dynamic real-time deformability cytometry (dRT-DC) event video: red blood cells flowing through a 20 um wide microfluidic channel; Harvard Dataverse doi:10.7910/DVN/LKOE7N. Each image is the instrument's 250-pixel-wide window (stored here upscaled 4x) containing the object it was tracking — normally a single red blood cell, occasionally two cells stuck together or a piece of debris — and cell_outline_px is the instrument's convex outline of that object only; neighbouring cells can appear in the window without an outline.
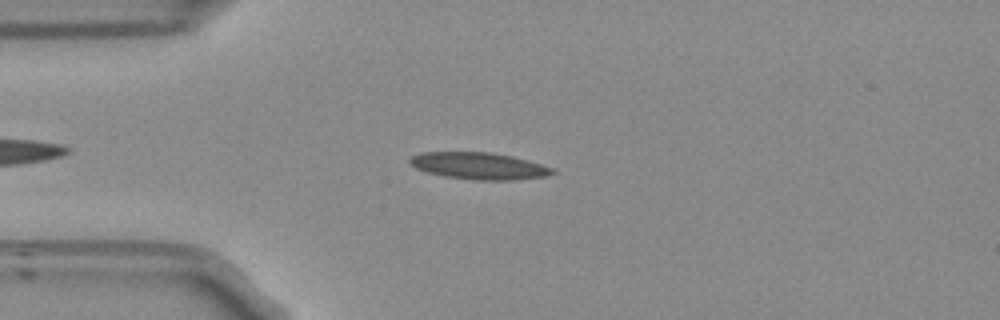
{"species": "Egyptian fruit bat (a non-hibernating species)", "species_latin": "Rousettus aegyptiacus", "temperature_condition": "room temperature", "stored_images_in_passage": 48, "camera_frame_rate_fps": 3000, "um_per_image_px": 0.085, "frame": {"image": 1, "passage_image": 8, "time_ms": 2.333, "image_size_px": [1000, 320], "cell_outline_px": [[556, 172], [548, 176], [512, 180], [476, 180], [444, 176], [428, 172], [416, 168], [408, 160], [412, 156], [420, 152], [492, 152], [512, 156], [540, 164], [552, 168]], "centroid_in_image_um": [40.71, 14.1], "position_along_channel_um": 44.3, "area_um2": 22.2}}
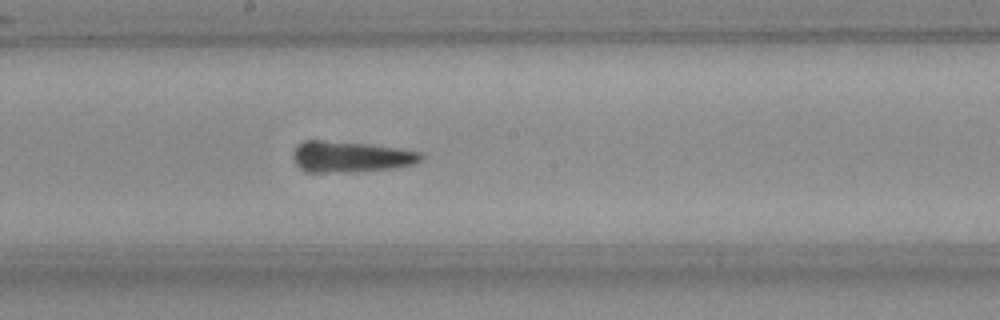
{"frame": {"image": 2, "passage_image": 23, "time_ms": 7.333, "image_size_px": [1000, 320], "cell_outline_px": [[424, 156], [420, 160], [412, 164], [396, 168], [336, 172], [312, 172], [304, 168], [296, 160], [296, 148], [300, 144], [308, 140], [324, 140], [372, 144], [420, 152]], "centroid_in_image_um": [29.9, 13.3], "position_along_channel_um": 218.3, "area_um2": 22.31}}
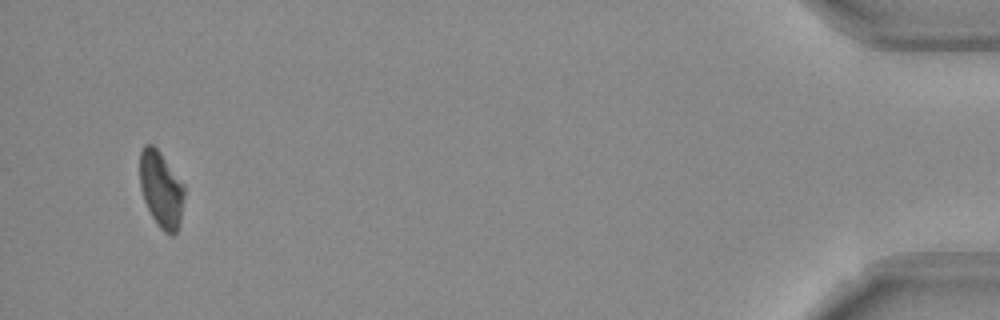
{"frame": {"image": 3, "passage_image": 46, "time_ms": 15.0, "image_size_px": [1000, 320], "cell_outline_px": [[184, 192], [180, 224], [176, 232], [172, 236], [164, 232], [156, 224], [144, 200], [140, 188], [140, 152], [144, 144], [152, 144], [160, 152], [184, 184]], "centroid_in_image_um": [13.69, 16.1], "position_along_channel_um": 421.5, "area_um2": 19.77}, "authors_computed_cell_mechanics": {"area_um2": 20.9525, "velocity_mm_per_s": 3.7672, "shape_relaxation_time_tau1_ms": 8.6373, "shape_relaxation_time_tau2_ms": 2.5599, "deformation_change_tau1": 0.2043, "deformation_change_tau2": 0.0957}}